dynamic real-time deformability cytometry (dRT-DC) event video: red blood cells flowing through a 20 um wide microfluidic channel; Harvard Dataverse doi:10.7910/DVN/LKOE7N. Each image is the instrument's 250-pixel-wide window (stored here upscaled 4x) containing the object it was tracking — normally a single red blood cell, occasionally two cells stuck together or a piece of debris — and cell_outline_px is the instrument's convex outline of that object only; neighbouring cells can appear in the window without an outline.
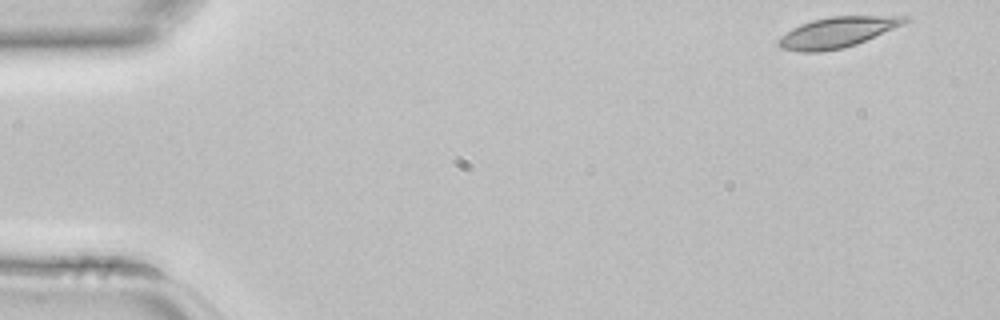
{"species": "common noctule bat (a hibernating species)", "species_latin": "Nyctalus noctula", "temperature_condition": "room temperature", "stored_images_in_passage": 3, "camera_frame_rate_fps": 3000, "um_per_image_px": 0.085, "animal": {"sex": "female", "body_mass_g": 22.7, "forearm_length_mm": 54.2}, "frame": {"image": 1, "passage_image": 1, "time_ms": 0.0, "image_size_px": [1000, 320], "cell_outline_px": [[912, 20], [904, 24], [856, 44], [844, 48], [820, 52], [800, 52], [780, 48], [776, 44], [776, 40], [780, 36], [792, 28], [800, 24], [812, 20], [832, 16], [908, 16]], "centroid_in_image_um": [71.13, 2.75], "position_along_channel_um": 13.9, "area_um2": 22.6}}